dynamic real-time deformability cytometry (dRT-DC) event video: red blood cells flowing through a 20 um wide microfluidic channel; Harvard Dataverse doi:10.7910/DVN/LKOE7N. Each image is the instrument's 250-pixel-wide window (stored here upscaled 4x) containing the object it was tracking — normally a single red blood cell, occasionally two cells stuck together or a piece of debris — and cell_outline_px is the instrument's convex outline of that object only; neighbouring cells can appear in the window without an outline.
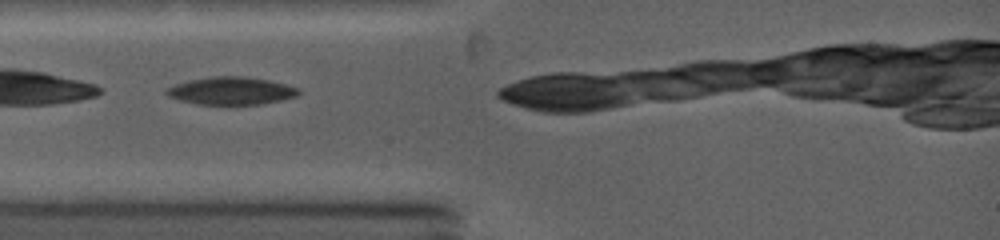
{"species": "common noctule bat (a hibernating species)", "species_latin": "Nyctalus noctula", "temperature_condition": "warm", "stored_images_in_passage": 4, "camera_frame_rate_fps": 5000, "um_per_image_px": 0.085, "animal": {"sex": "female", "body_mass_g": 19.0, "forearm_length_mm": 53.3}, "frame": {"image": 1, "passage_image": 2, "time_ms": 0.4, "image_size_px": [1000, 240], "cell_outline_px": [[300, 92], [296, 96], [280, 100], [260, 104], [196, 104], [180, 100], [168, 96], [164, 92], [164, 88], [188, 80], [212, 76], [240, 76], [268, 80], [300, 88]], "centroid_in_image_um": [19.6, 7.71], "position_along_channel_um": 65.4, "area_um2": 21.21}}